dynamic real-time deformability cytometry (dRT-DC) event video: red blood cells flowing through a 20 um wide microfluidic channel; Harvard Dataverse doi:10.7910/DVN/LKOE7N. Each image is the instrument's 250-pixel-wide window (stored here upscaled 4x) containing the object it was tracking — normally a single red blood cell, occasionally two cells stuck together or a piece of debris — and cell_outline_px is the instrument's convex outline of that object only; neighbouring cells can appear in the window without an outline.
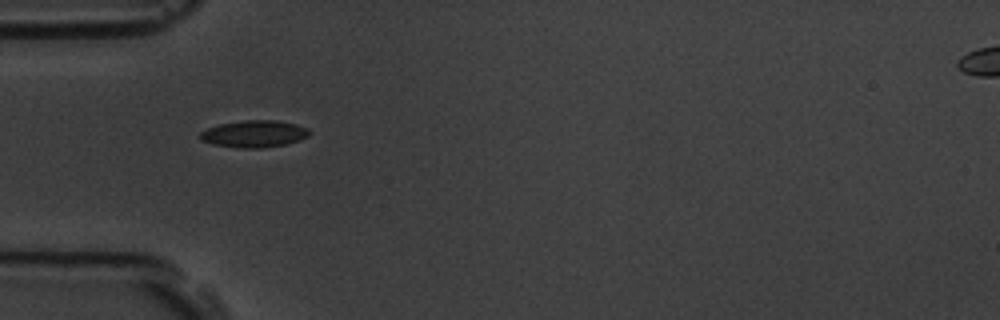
{"species": "common noctule bat (a hibernating species)", "species_latin": "Nyctalus noctula", "temperature_condition": "room temperature", "stored_images_in_passage": 2, "camera_frame_rate_fps": 3000, "um_per_image_px": 0.085, "animal": {"sex": "male", "body_mass_g": 19.5, "forearm_length_mm": 54.6}, "frame": {"image": 1, "passage_image": 1, "time_ms": 0.0, "image_size_px": [1000, 320], "cell_outline_px": [[312, 132], [308, 136], [300, 140], [284, 144], [264, 148], [240, 148], [212, 144], [200, 140], [200, 132], [208, 128], [220, 124], [244, 120], [276, 120], [296, 124], [308, 128]], "centroid_in_image_um": [21.62, 11.38], "position_along_channel_um": 63.4, "area_um2": 17.22}}
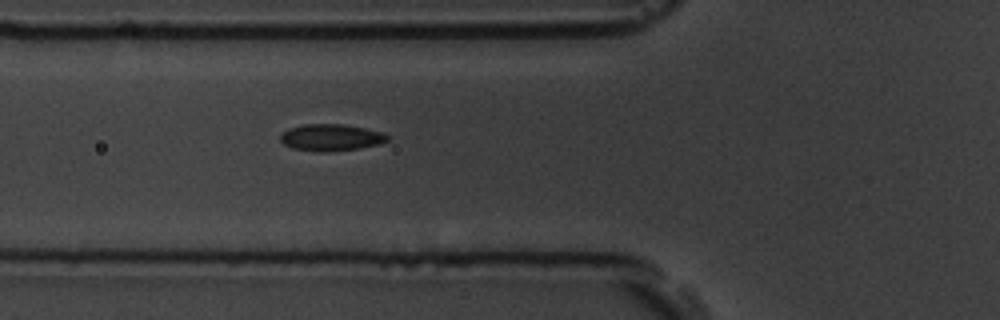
{"frame": {"image": 2, "passage_image": 2, "time_ms": 1.0, "image_size_px": [1000, 320], "cell_outline_px": [[388, 140], [380, 144], [360, 148], [324, 152], [320, 152], [292, 148], [284, 144], [280, 140], [280, 132], [288, 128], [304, 124], [344, 124], [384, 132], [388, 136]], "centroid_in_image_um": [28.11, 11.68], "position_along_channel_um": 97.7, "area_um2": 16.82}}